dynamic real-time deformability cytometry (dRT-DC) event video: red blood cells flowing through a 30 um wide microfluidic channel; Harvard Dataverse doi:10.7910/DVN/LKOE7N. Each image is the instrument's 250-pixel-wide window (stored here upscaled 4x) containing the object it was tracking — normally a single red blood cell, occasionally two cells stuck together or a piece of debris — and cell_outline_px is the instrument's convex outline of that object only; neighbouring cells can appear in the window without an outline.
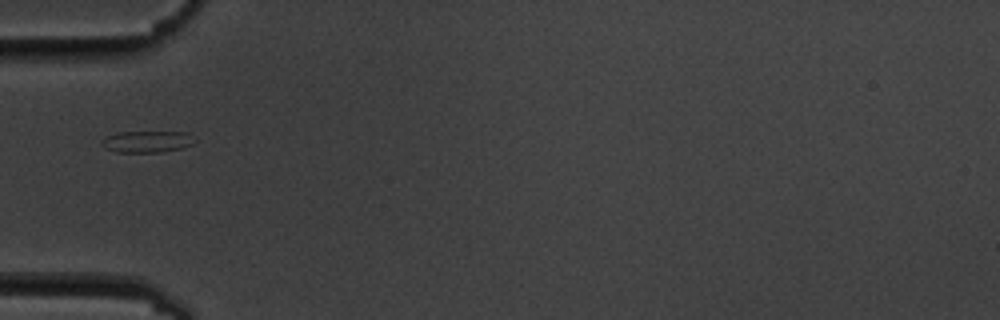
{"species": "common noctule bat (a hibernating species)", "species_latin": "Nyctalus noctula", "temperature_condition": "cold", "stored_images_in_passage": 7, "camera_frame_rate_fps": 3000, "um_per_image_px": 0.085, "animal": {"sex": "male", "body_mass_g": 19.5, "forearm_length_mm": 54.6}, "frame": {"image": 1, "passage_image": 1, "time_ms": 0.0, "image_size_px": [1000, 320], "cell_outline_px": [[196, 140], [192, 144], [180, 148], [160, 152], [116, 152], [104, 148], [100, 144], [100, 140], [104, 136], [116, 132], [188, 132]], "centroid_in_image_um": [12.43, 12.03], "position_along_channel_um": 72.6, "area_um2": 11.85}}
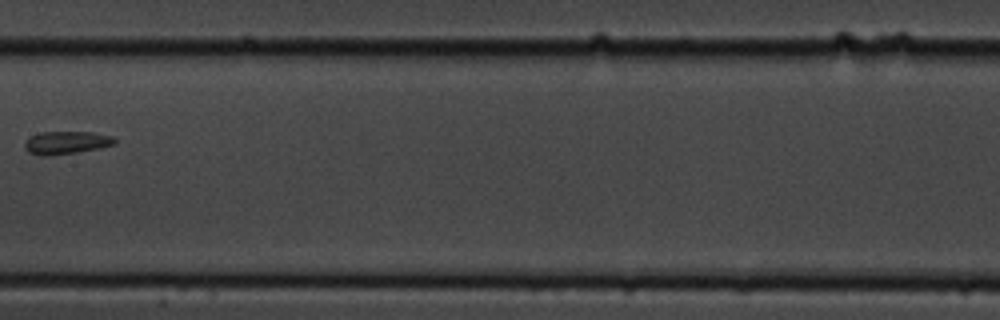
{"frame": {"image": 2, "passage_image": 4, "time_ms": 3.667, "image_size_px": [1000, 320], "cell_outline_px": [[116, 144], [100, 148], [52, 156], [40, 156], [28, 152], [24, 148], [24, 144], [32, 136], [40, 132], [92, 132], [112, 136], [116, 140]], "centroid_in_image_um": [5.64, 12.13], "position_along_channel_um": 201.8, "area_um2": 12.02}}
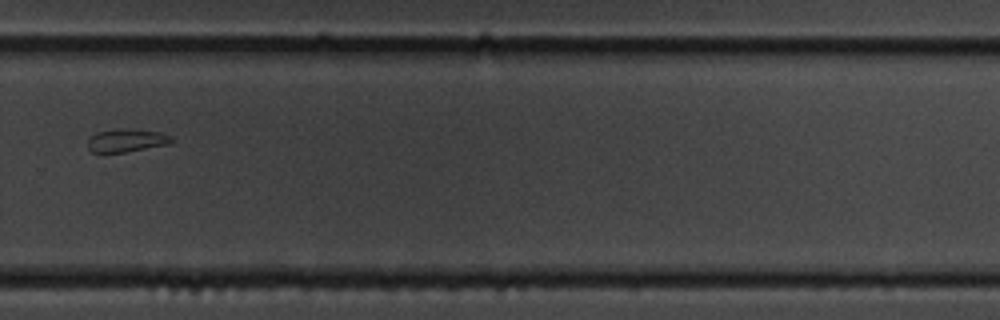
{"frame": {"image": 3, "passage_image": 7, "time_ms": 7.0, "image_size_px": [1000, 320], "cell_outline_px": [[176, 140], [168, 144], [124, 152], [92, 152], [88, 148], [88, 140], [96, 132], [116, 128], [128, 128], [164, 132], [172, 136]], "centroid_in_image_um": [10.81, 11.91], "position_along_channel_um": 319.0, "area_um2": 11.44}}